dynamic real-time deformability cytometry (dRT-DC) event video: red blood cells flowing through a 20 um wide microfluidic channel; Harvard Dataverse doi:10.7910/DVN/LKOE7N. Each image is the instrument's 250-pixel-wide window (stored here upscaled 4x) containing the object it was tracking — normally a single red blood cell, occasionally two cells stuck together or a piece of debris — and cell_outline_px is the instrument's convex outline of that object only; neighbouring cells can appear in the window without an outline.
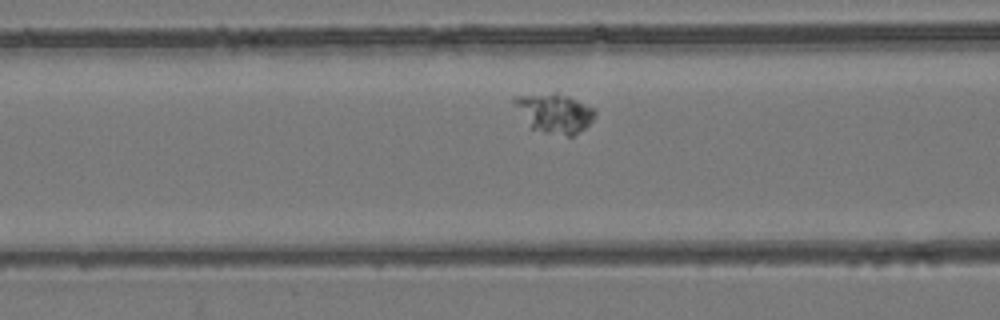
{"species": "common noctule bat (a hibernating species)", "species_latin": "Nyctalus noctula", "temperature_condition": "room temperature", "stored_images_in_passage": 38, "camera_frame_rate_fps": 3000, "um_per_image_px": 0.085, "animal": {"sex": "female", "body_mass_g": 24.6, "forearm_length_mm": 56.2}, "frame": {"image": 1, "passage_image": 9, "time_ms": 2.667, "image_size_px": [1000, 320], "cell_outline_px": [[596, 112], [592, 120], [580, 132], [572, 136], [568, 136], [544, 132], [532, 128], [512, 100], [516, 96], [556, 92], [568, 96], [596, 108]], "centroid_in_image_um": [47.19, 9.6], "position_along_channel_um": 119.4, "area_um2": 18.15}}
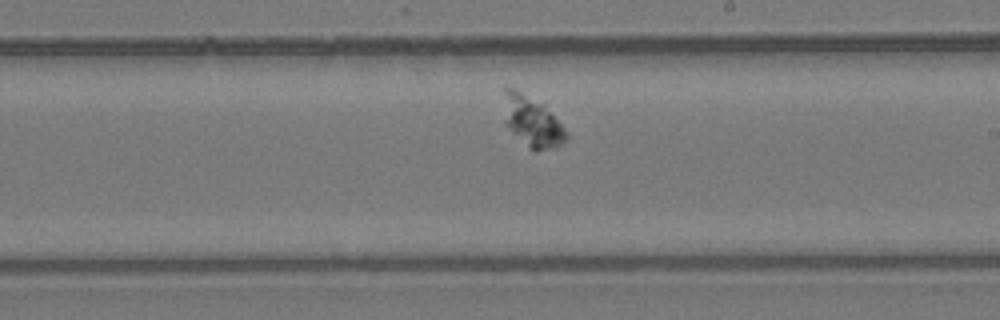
{"frame": {"image": 2, "passage_image": 19, "time_ms": 6.0, "image_size_px": [1000, 320], "cell_outline_px": [[568, 136], [556, 148], [536, 152], [532, 152], [504, 124], [504, 88], [512, 88], [544, 104], [568, 132]], "centroid_in_image_um": [45.23, 10.37], "position_along_channel_um": 243.8, "area_um2": 18.55}}
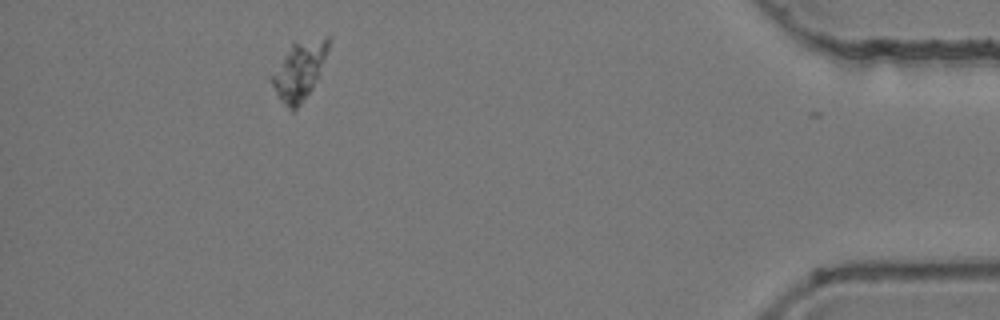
{"frame": {"image": 3, "passage_image": 37, "time_ms": 12.0, "image_size_px": [1000, 320], "cell_outline_px": [[332, 36], [328, 48], [312, 88], [300, 104], [292, 112], [280, 100], [272, 84], [272, 76], [284, 56], [292, 44], [324, 36]], "centroid_in_image_um": [25.46, 6.0], "position_along_channel_um": 409.7, "area_um2": 18.21}}